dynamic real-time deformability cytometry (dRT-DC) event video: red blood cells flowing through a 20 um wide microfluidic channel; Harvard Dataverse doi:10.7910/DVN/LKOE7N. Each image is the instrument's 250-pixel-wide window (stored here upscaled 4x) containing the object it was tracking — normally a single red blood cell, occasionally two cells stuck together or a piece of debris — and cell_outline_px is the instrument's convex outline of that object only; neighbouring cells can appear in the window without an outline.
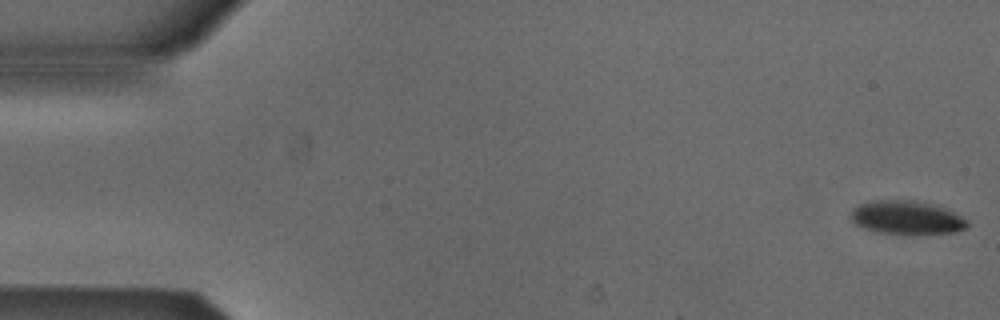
{"species": "Egyptian fruit bat (a non-hibernating species)", "species_latin": "Rousettus aegyptiacus", "temperature_condition": "cold", "stored_images_in_passage": 49, "camera_frame_rate_fps": 3000, "um_per_image_px": 0.085, "animal": {"sex": "male"}, "frame": {"image": 1, "passage_image": 1, "time_ms": 0.0, "image_size_px": [1000, 320], "cell_outline_px": [[968, 228], [956, 232], [908, 236], [876, 232], [864, 228], [856, 224], [848, 216], [852, 208], [860, 204], [880, 200], [896, 200], [928, 204], [944, 208], [968, 220]], "centroid_in_image_um": [77.05, 18.55], "position_along_channel_um": 8.0, "area_um2": 22.95}}
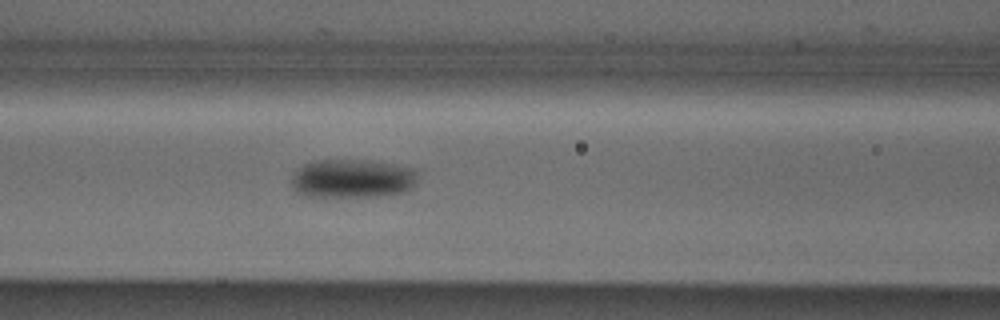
{"frame": {"image": 2, "passage_image": 22, "time_ms": 7.0, "image_size_px": [1000, 320], "cell_outline_px": [[416, 176], [412, 188], [404, 192], [376, 196], [308, 196], [296, 192], [292, 188], [292, 176], [304, 164], [316, 160], [368, 160], [416, 168]], "centroid_in_image_um": [29.95, 15.17], "position_along_channel_um": 136.6, "area_um2": 28.32}}
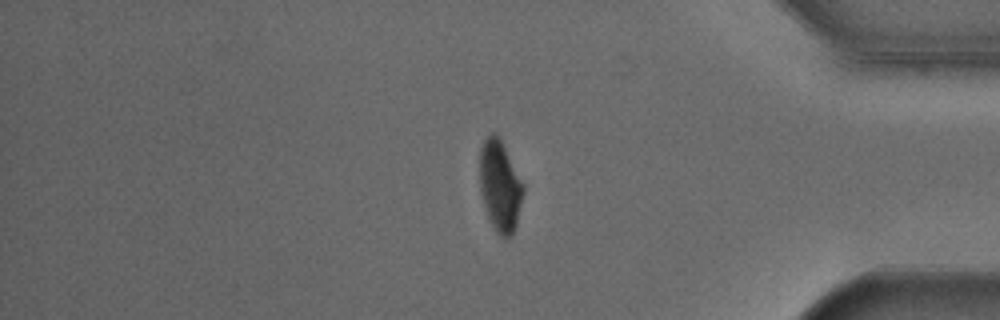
{"frame": {"image": 3, "passage_image": 44, "time_ms": 14.333, "image_size_px": [1000, 320], "cell_outline_px": [[524, 192], [516, 224], [512, 236], [508, 240], [504, 240], [496, 232], [488, 216], [480, 192], [480, 148], [484, 140], [492, 132], [496, 132], [524, 184]], "centroid_in_image_um": [42.5, 15.84], "position_along_channel_um": 392.7, "area_um2": 23.06}, "authors_computed_cell_mechanics": {"area_um2": 25.4898, "velocity_mm_per_s": 3.8749, "shape_relaxation_time_tau1_ms": 6.2203, "shape_relaxation_time_tau2_ms": null, "deformation_change_tau1": 0.1391, "deformation_change_tau2": null}}